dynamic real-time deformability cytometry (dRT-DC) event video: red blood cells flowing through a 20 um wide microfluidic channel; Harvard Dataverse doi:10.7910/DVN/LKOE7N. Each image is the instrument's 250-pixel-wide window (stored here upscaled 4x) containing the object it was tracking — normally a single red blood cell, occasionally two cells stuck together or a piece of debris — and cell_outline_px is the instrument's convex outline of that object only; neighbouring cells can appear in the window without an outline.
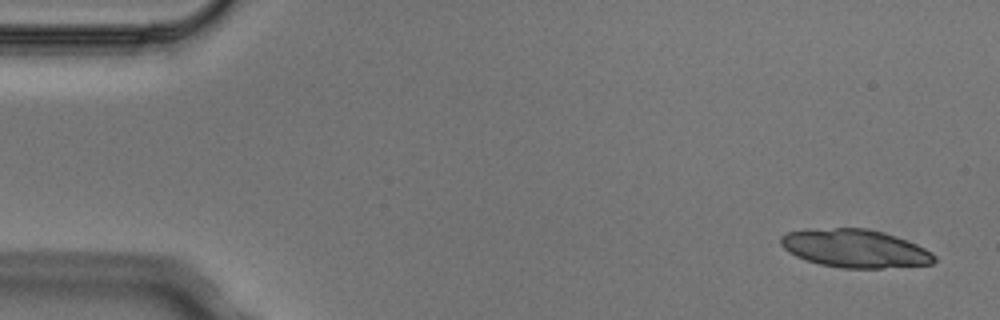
{"species": "Egyptian fruit bat (a non-hibernating species)", "species_latin": "Rousettus aegyptiacus", "temperature_condition": "cold", "stored_images_in_passage": 7, "camera_frame_rate_fps": 3000, "um_per_image_px": 0.085, "animal": {"sex": "male"}, "frame": {"image": 1, "passage_image": 1, "time_ms": 0.0, "image_size_px": [1000, 320], "cell_outline_px": [[936, 260], [932, 264], [880, 268], [840, 268], [820, 264], [796, 256], [788, 252], [780, 244], [780, 236], [788, 232], [804, 228], [868, 228], [884, 232], [896, 236], [916, 244], [932, 252], [936, 256]], "centroid_in_image_um": [72.65, 21.1], "position_along_channel_um": 12.3, "area_um2": 34.39}}
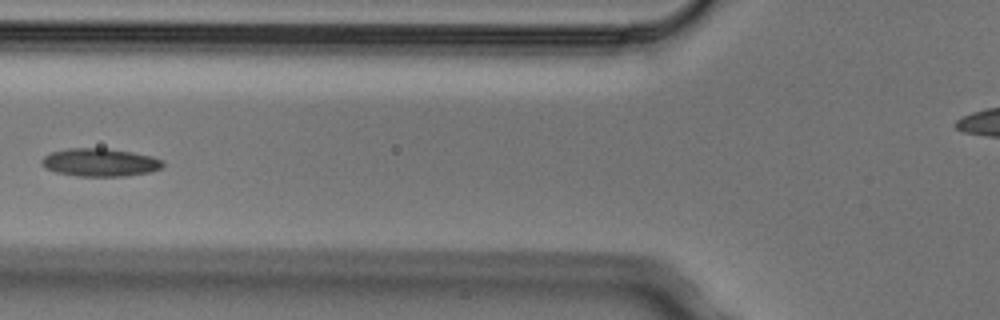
{"frame": {"image": 2, "passage_image": 6, "time_ms": 1.667, "image_size_px": [1000, 320], "cell_outline_px": [[164, 164], [160, 168], [152, 172], [128, 176], [76, 176], [56, 172], [44, 168], [40, 164], [40, 160], [44, 156], [52, 152], [68, 148], [104, 148], [132, 152], [152, 156], [164, 160]], "centroid_in_image_um": [8.5, 13.81], "position_along_channel_um": 117.3, "area_um2": 20.0}}
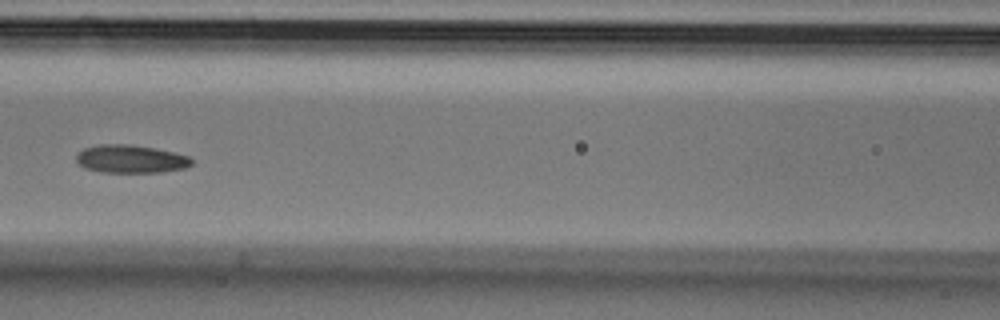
{"frame": {"image": 3, "passage_image": 7, "time_ms": 2.0, "image_size_px": [1000, 320], "cell_outline_px": [[192, 164], [184, 168], [160, 172], [104, 172], [84, 168], [76, 160], [76, 152], [84, 148], [100, 144], [132, 144], [156, 148], [176, 152], [188, 156], [192, 160]], "centroid_in_image_um": [11.1, 13.5], "position_along_channel_um": 155.5, "area_um2": 18.96}}